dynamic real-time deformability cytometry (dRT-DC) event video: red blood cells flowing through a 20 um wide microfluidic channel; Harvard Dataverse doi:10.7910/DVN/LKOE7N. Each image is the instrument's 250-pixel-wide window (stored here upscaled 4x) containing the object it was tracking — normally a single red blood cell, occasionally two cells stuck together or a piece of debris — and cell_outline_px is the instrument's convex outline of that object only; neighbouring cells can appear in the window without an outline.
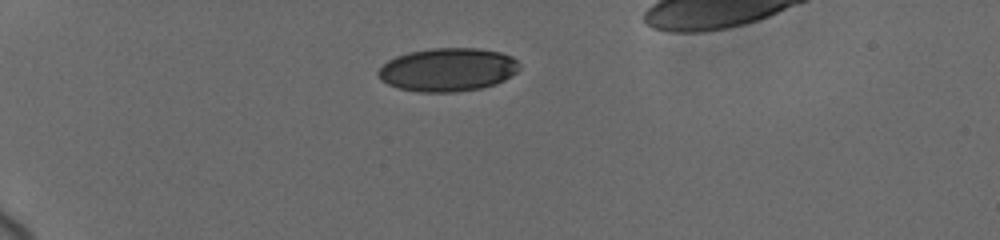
{"species": "human", "species_latin": "Homo sapiens", "temperature_condition": "cold", "stored_images_in_passage": 9, "camera_frame_rate_fps": 3000, "um_per_image_px": 0.085, "donor": {"sex": "female"}, "frame": {"image": 1, "passage_image": 1, "time_ms": 0.0, "image_size_px": [1000, 240], "cell_outline_px": [[520, 68], [516, 72], [504, 80], [496, 84], [480, 88], [456, 92], [420, 92], [400, 88], [388, 84], [380, 80], [376, 72], [388, 60], [396, 56], [408, 52], [432, 48], [476, 48], [500, 52], [512, 56], [520, 64]], "centroid_in_image_um": [38.06, 5.92], "position_along_channel_um": 46.9, "area_um2": 35.72}}
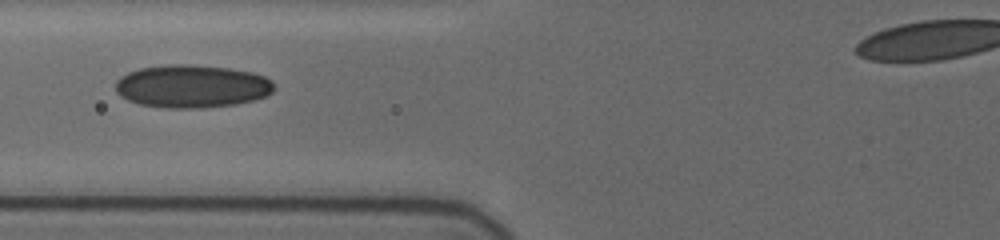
{"frame": {"image": 2, "passage_image": 6, "time_ms": 3.0, "image_size_px": [1000, 240], "cell_outline_px": [[276, 88], [272, 92], [264, 96], [252, 100], [232, 104], [188, 108], [164, 108], [140, 104], [128, 100], [120, 96], [116, 92], [116, 80], [120, 76], [128, 72], [140, 68], [168, 64], [192, 64], [228, 68], [252, 72], [264, 76], [272, 80]], "centroid_in_image_um": [16.28, 7.31], "position_along_channel_um": 109.5, "area_um2": 39.59}}
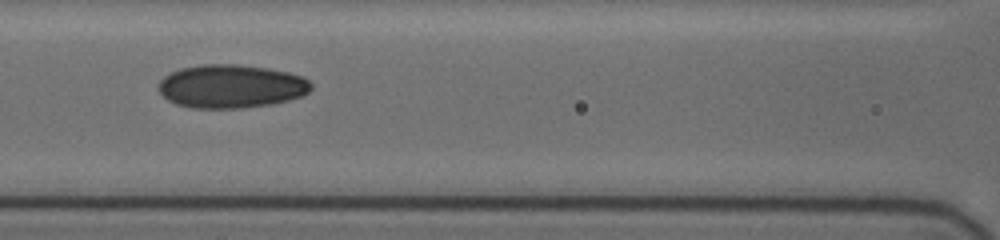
{"frame": {"image": 3, "passage_image": 8, "time_ms": 4.0, "image_size_px": [1000, 240], "cell_outline_px": [[312, 88], [308, 92], [300, 96], [288, 100], [268, 104], [240, 108], [192, 108], [176, 104], [168, 100], [160, 92], [160, 80], [164, 76], [180, 68], [200, 64], [240, 64], [268, 68], [288, 72], [304, 76], [312, 84]], "centroid_in_image_um": [19.65, 7.32], "position_along_channel_um": 146.9, "area_um2": 38.61}}